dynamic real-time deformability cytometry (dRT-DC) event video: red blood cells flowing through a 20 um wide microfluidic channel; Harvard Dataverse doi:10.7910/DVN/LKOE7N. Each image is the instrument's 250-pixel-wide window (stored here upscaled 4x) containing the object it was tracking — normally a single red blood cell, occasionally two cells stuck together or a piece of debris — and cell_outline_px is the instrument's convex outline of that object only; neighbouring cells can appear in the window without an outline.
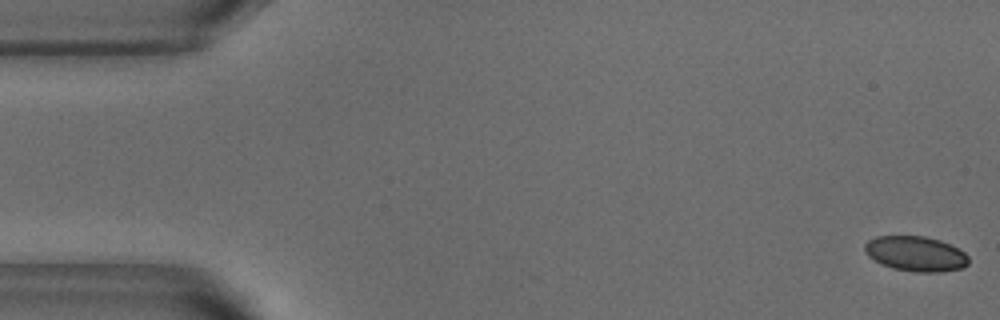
{"species": "common noctule bat (a hibernating species)", "species_latin": "Nyctalus noctula", "temperature_condition": "warm", "stored_images_in_passage": 52, "camera_frame_rate_fps": 3000, "um_per_image_px": 0.085, "animal": {"sex": "male", "body_mass_g": 18.8}, "frame": {"image": 1, "passage_image": 1, "time_ms": 0.0, "image_size_px": [1000, 320], "cell_outline_px": [[968, 264], [964, 268], [940, 272], [916, 272], [892, 268], [880, 264], [868, 256], [864, 252], [864, 244], [868, 240], [876, 236], [924, 236], [940, 240], [964, 252], [968, 256]], "centroid_in_image_um": [77.81, 21.57], "position_along_channel_um": 7.2, "area_um2": 21.33}}
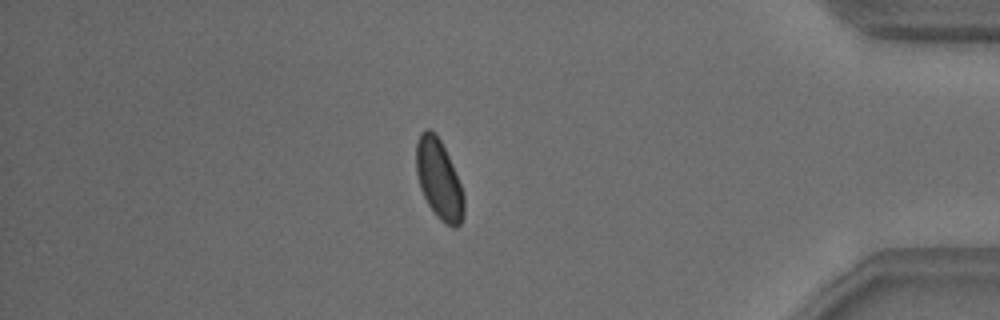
{"frame": {"image": 2, "passage_image": 45, "time_ms": 14.667, "image_size_px": [1000, 320], "cell_outline_px": [[464, 216], [460, 224], [456, 228], [452, 228], [440, 220], [436, 216], [428, 204], [420, 188], [416, 172], [416, 144], [420, 132], [424, 128], [428, 128], [440, 140], [452, 164], [460, 184], [464, 196]], "centroid_in_image_um": [37.3, 15.28], "position_along_channel_um": 397.9, "area_um2": 22.08}}
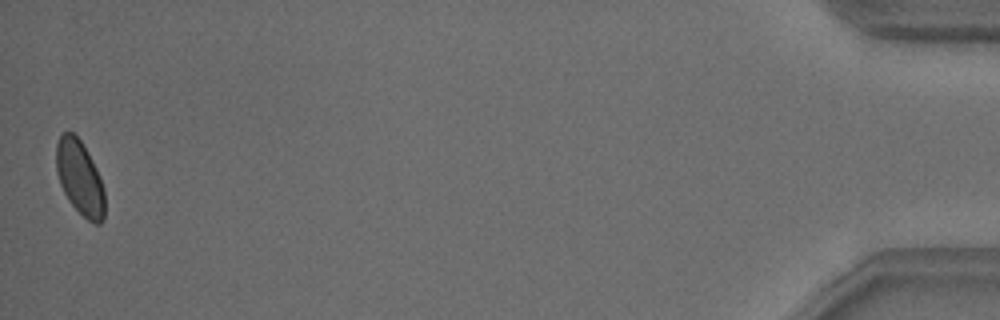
{"frame": {"image": 3, "passage_image": 52, "time_ms": 17.0, "image_size_px": [1000, 320], "cell_outline_px": [[104, 220], [100, 224], [96, 224], [88, 220], [68, 200], [60, 184], [56, 172], [56, 144], [60, 136], [64, 132], [72, 132], [80, 140], [92, 160], [100, 176], [104, 188]], "centroid_in_image_um": [6.78, 15.12], "position_along_channel_um": 428.4, "area_um2": 20.92}, "authors_computed_cell_mechanics": {"area_um2": 21.7906, "velocity_mm_per_s": 3.8134, "shape_relaxation_time_tau1_ms": 3.2913, "shape_relaxation_time_tau2_ms": null, "deformation_change_tau1": 0.0753, "deformation_change_tau2": null}}